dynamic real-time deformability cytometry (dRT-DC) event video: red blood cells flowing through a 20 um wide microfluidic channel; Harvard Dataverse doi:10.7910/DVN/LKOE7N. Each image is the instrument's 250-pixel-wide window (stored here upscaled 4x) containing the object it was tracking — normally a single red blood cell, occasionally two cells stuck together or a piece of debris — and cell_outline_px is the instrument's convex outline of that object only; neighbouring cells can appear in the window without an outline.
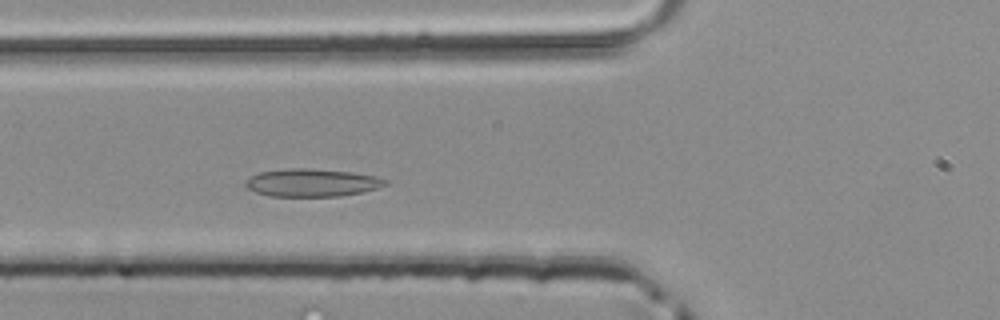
{"species": "common noctule bat (a hibernating species)", "species_latin": "Nyctalus noctula", "temperature_condition": "room temperature", "stored_images_in_passage": 42, "camera_frame_rate_fps": 3000, "um_per_image_px": 0.085, "animal": {"sex": "male", "body_mass_g": 20.4}, "frame": {"image": 1, "passage_image": 11, "time_ms": 3.333, "image_size_px": [1000, 320], "cell_outline_px": [[388, 184], [380, 188], [340, 196], [268, 196], [256, 192], [248, 188], [244, 184], [244, 180], [260, 172], [292, 168], [308, 168], [352, 172], [376, 176], [388, 180]], "centroid_in_image_um": [26.53, 15.53], "position_along_channel_um": 99.3, "area_um2": 22.66}}
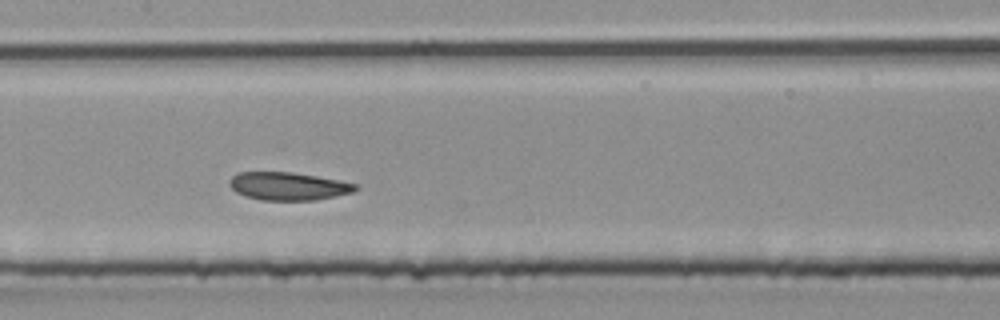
{"frame": {"image": 2, "passage_image": 17, "time_ms": 5.333, "image_size_px": [1000, 320], "cell_outline_px": [[360, 188], [352, 192], [316, 200], [260, 200], [244, 196], [236, 192], [228, 184], [228, 180], [232, 176], [240, 172], [292, 172], [340, 180], [360, 184]], "centroid_in_image_um": [24.51, 15.82], "position_along_channel_um": 182.9, "area_um2": 20.69}}
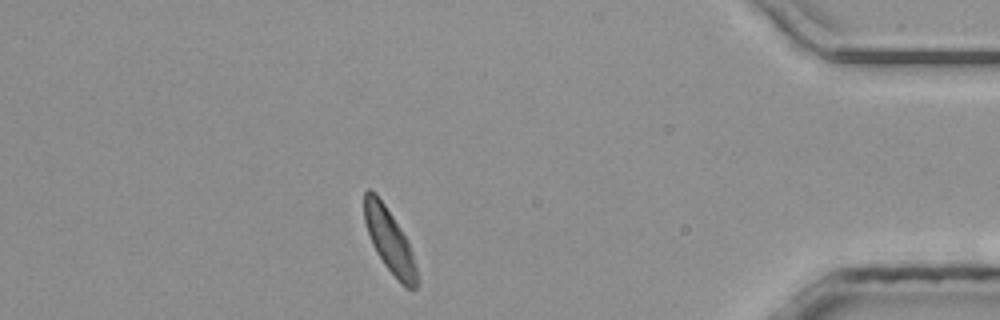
{"frame": {"image": 3, "passage_image": 36, "time_ms": 11.667, "image_size_px": [1000, 320], "cell_outline_px": [[416, 288], [404, 288], [400, 284], [384, 264], [376, 252], [372, 244], [364, 220], [364, 192], [368, 188], [376, 192], [408, 240], [412, 252], [416, 268]], "centroid_in_image_um": [33.08, 20.44], "position_along_channel_um": 402.1, "area_um2": 19.36}}